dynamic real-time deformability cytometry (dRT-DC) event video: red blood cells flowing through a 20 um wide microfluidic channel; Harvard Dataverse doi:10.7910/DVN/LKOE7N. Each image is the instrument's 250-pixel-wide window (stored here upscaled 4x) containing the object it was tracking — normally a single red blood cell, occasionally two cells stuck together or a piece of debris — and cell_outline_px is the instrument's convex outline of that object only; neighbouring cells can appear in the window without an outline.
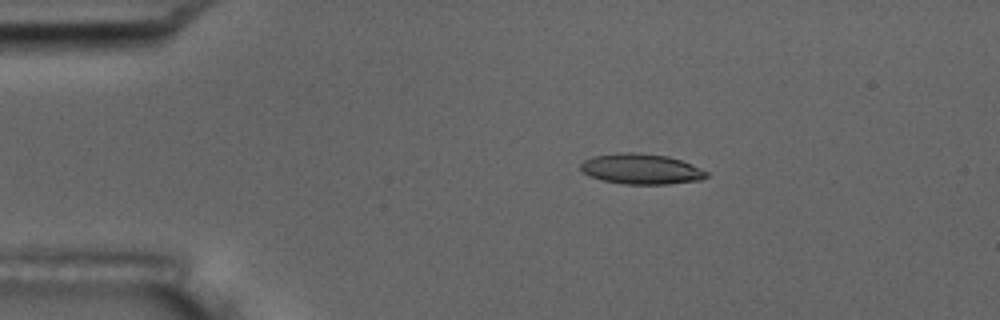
{"species": "common noctule bat (a hibernating species)", "species_latin": "Nyctalus noctula", "temperature_condition": "room temperature", "stored_images_in_passage": 7, "camera_frame_rate_fps": 3000, "um_per_image_px": 0.085, "animal": {"sex": "male", "body_mass_g": 17.5, "forearm_length_mm": 52.3}, "frame": {"image": 1, "passage_image": 4, "time_ms": 3.333, "image_size_px": [1000, 320], "cell_outline_px": [[708, 176], [700, 180], [668, 184], [624, 184], [604, 180], [588, 176], [580, 172], [580, 164], [584, 160], [592, 156], [624, 152], [636, 152], [668, 156], [692, 164], [708, 172]], "centroid_in_image_um": [54.47, 14.36], "position_along_channel_um": 30.5, "area_um2": 22.43}}
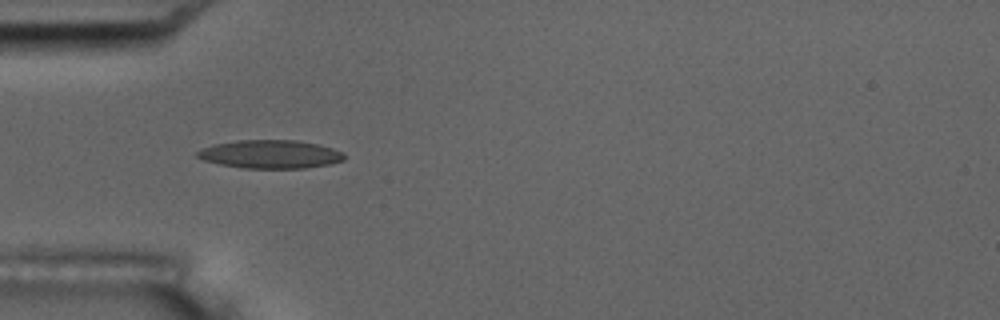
{"frame": {"image": 2, "passage_image": 6, "time_ms": 5.667, "image_size_px": [1000, 320], "cell_outline_px": [[344, 160], [328, 164], [304, 168], [240, 168], [220, 164], [204, 160], [196, 156], [196, 152], [200, 148], [212, 144], [236, 140], [296, 140], [316, 144], [332, 148], [344, 152]], "centroid_in_image_um": [22.93, 13.1], "position_along_channel_um": 62.1, "area_um2": 24.33}}